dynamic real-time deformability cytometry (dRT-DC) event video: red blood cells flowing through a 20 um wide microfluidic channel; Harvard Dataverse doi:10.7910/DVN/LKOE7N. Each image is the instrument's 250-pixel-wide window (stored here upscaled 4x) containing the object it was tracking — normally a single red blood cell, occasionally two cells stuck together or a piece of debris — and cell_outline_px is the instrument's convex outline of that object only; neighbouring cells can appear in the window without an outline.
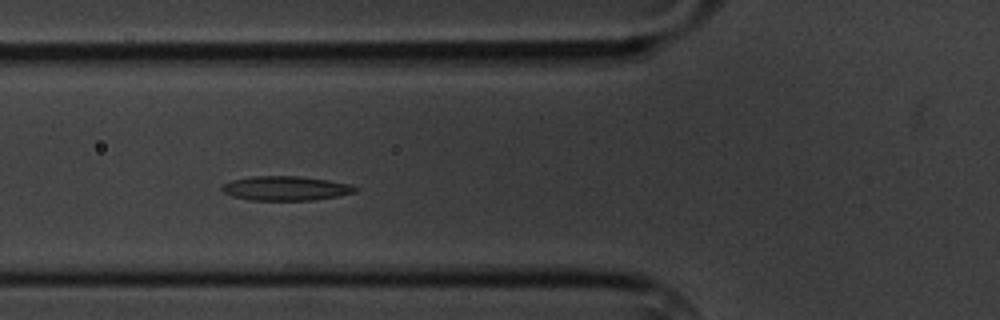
{"species": "common noctule bat (a hibernating species)", "species_latin": "Nyctalus noctula", "temperature_condition": "cold", "stored_images_in_passage": 6, "camera_frame_rate_fps": 3000, "um_per_image_px": 0.085, "animal": {"sex": "male", "body_mass_g": 20.1, "forearm_length_mm": 53.5}, "frame": {"image": 1, "passage_image": 5, "time_ms": 4.333, "image_size_px": [1000, 320], "cell_outline_px": [[360, 188], [356, 192], [336, 196], [312, 200], [248, 200], [232, 196], [224, 192], [220, 188], [224, 184], [232, 180], [252, 176], [300, 176], [328, 180], [352, 184]], "centroid_in_image_um": [24.31, 16.0], "position_along_channel_um": 101.5, "area_um2": 18.96}}
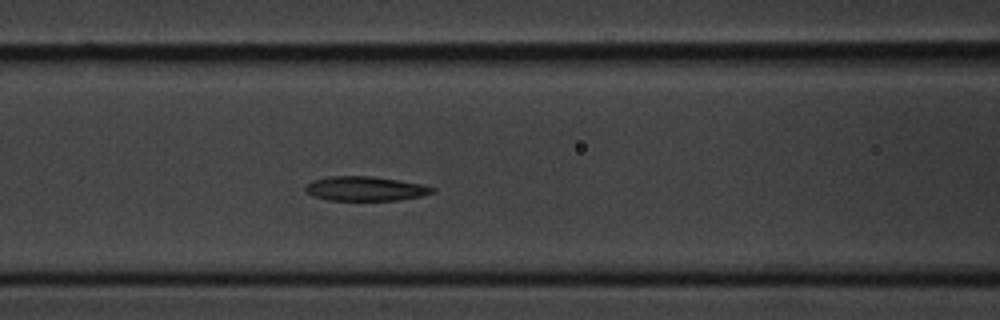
{"frame": {"image": 2, "passage_image": 6, "time_ms": 5.333, "image_size_px": [1000, 320], "cell_outline_px": [[436, 192], [420, 196], [400, 200], [328, 200], [312, 196], [304, 188], [312, 180], [328, 176], [372, 176], [424, 184], [436, 188]], "centroid_in_image_um": [31.08, 16.03], "position_along_channel_um": 135.5, "area_um2": 18.15}}